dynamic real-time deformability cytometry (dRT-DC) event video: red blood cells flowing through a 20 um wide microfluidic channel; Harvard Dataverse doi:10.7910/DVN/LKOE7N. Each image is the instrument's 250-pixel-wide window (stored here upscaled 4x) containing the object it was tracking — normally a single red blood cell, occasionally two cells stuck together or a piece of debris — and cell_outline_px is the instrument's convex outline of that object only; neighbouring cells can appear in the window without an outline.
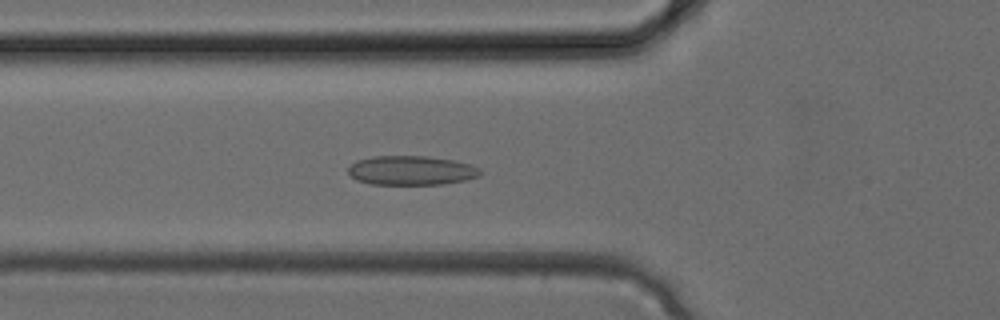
{"species": "common noctule bat (a hibernating species)", "species_latin": "Nyctalus noctula", "temperature_condition": "cold", "stored_images_in_passage": 34, "camera_frame_rate_fps": 3000, "um_per_image_px": 0.085, "animal": {"sex": "female", "body_mass_g": 24.6, "forearm_length_mm": 56.2}, "frame": {"image": 1, "passage_image": 12, "time_ms": 3.667, "image_size_px": [1000, 320], "cell_outline_px": [[480, 176], [464, 180], [444, 184], [372, 184], [356, 180], [348, 172], [348, 168], [356, 160], [372, 156], [428, 156], [452, 160], [472, 164], [480, 168]], "centroid_in_image_um": [34.96, 14.48], "position_along_channel_um": 90.8, "area_um2": 22.54}}
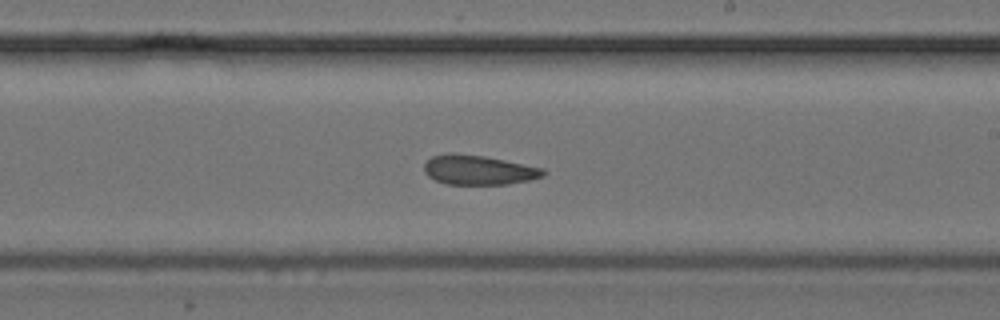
{"frame": {"image": 2, "passage_image": 20, "time_ms": 6.333, "image_size_px": [1000, 320], "cell_outline_px": [[548, 172], [544, 176], [528, 180], [508, 184], [448, 184], [436, 180], [428, 176], [424, 172], [424, 164], [432, 156], [448, 152], [452, 152], [484, 156], [544, 168]], "centroid_in_image_um": [40.68, 14.44], "position_along_channel_um": 248.3, "area_um2": 20.58}}
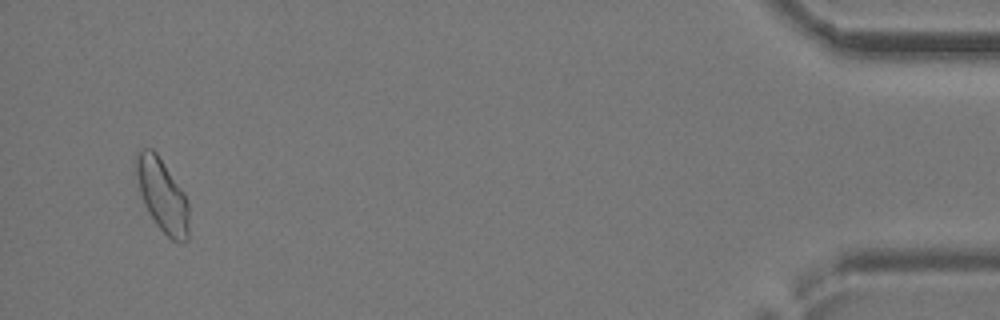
{"frame": {"image": 3, "passage_image": 33, "time_ms": 10.667, "image_size_px": [1000, 320], "cell_outline_px": [[188, 240], [184, 244], [172, 240], [156, 224], [148, 212], [144, 204], [132, 172], [132, 160], [136, 152], [144, 148], [152, 148], [156, 152], [184, 192], [188, 200]], "centroid_in_image_um": [13.73, 16.54], "position_along_channel_um": 421.5, "area_um2": 23.18}}